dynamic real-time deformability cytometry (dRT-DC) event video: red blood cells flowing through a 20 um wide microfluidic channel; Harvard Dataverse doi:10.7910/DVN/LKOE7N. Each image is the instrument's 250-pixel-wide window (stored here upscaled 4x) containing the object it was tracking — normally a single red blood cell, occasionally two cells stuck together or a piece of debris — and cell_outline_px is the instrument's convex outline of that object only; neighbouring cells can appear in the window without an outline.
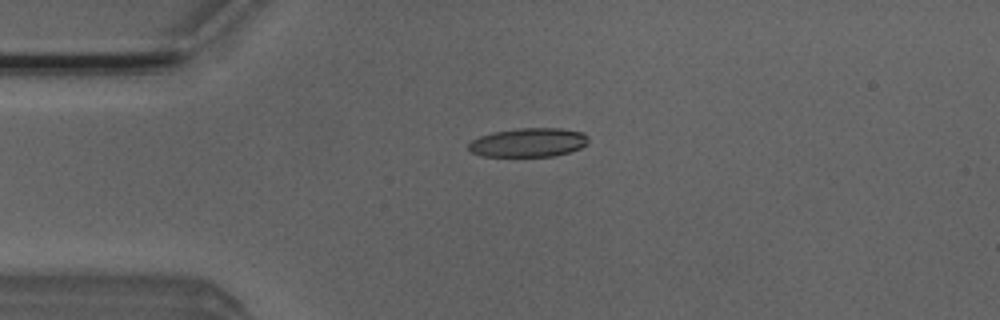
{"species": "Egyptian fruit bat (a non-hibernating species)", "species_latin": "Rousettus aegyptiacus", "temperature_condition": "room temperature", "stored_images_in_passage": 5, "camera_frame_rate_fps": 3000, "um_per_image_px": 0.085, "animal": {"sex": "male"}, "frame": {"image": 1, "passage_image": 4, "time_ms": 1.0, "image_size_px": [1000, 320], "cell_outline_px": [[588, 144], [580, 148], [556, 156], [484, 156], [472, 152], [468, 148], [468, 144], [472, 140], [480, 136], [492, 132], [520, 128], [560, 128], [584, 132], [588, 136]], "centroid_in_image_um": [44.95, 12.1], "position_along_channel_um": 40.1, "area_um2": 20.23}}